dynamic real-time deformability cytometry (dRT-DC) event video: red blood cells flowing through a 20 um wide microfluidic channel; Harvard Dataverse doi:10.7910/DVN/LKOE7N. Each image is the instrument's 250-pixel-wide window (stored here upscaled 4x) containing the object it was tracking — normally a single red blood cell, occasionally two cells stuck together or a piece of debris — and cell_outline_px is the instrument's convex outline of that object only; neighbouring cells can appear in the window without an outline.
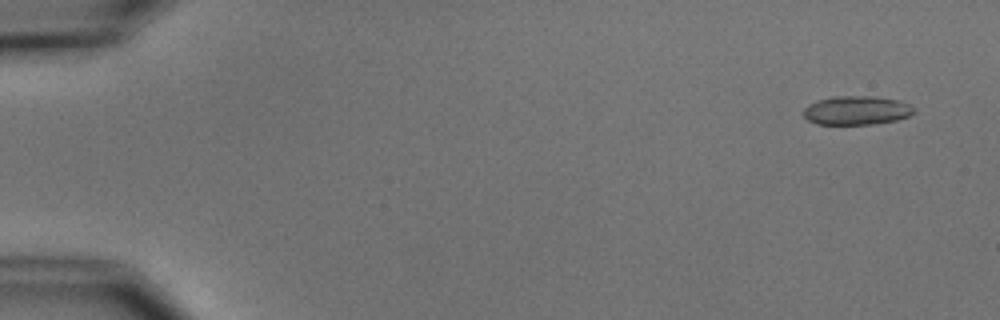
{"species": "common noctule bat (a hibernating species)", "species_latin": "Nyctalus noctula", "temperature_condition": "cold", "stored_images_in_passage": 5, "camera_frame_rate_fps": 3000, "um_per_image_px": 0.085, "animal": {"sex": "male", "body_mass_g": 15.6}, "frame": {"image": 1, "passage_image": 1, "time_ms": 0.0, "image_size_px": [1000, 320], "cell_outline_px": [[912, 112], [908, 116], [896, 120], [872, 124], [820, 124], [808, 120], [804, 116], [804, 108], [808, 104], [816, 100], [832, 96], [872, 96], [896, 100], [908, 104], [912, 108]], "centroid_in_image_um": [72.74, 9.37], "position_along_channel_um": 12.3, "area_um2": 18.32}}
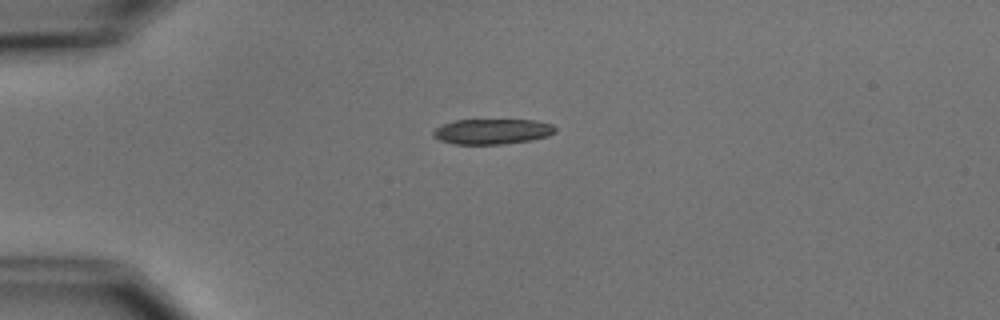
{"frame": {"image": 2, "passage_image": 4, "time_ms": 3.667, "image_size_px": [1000, 320], "cell_outline_px": [[556, 132], [548, 136], [532, 140], [504, 144], [456, 144], [440, 140], [432, 136], [432, 132], [436, 128], [444, 124], [456, 120], [532, 120], [552, 124], [556, 128]], "centroid_in_image_um": [41.86, 11.18], "position_along_channel_um": 43.1, "area_um2": 17.98}}